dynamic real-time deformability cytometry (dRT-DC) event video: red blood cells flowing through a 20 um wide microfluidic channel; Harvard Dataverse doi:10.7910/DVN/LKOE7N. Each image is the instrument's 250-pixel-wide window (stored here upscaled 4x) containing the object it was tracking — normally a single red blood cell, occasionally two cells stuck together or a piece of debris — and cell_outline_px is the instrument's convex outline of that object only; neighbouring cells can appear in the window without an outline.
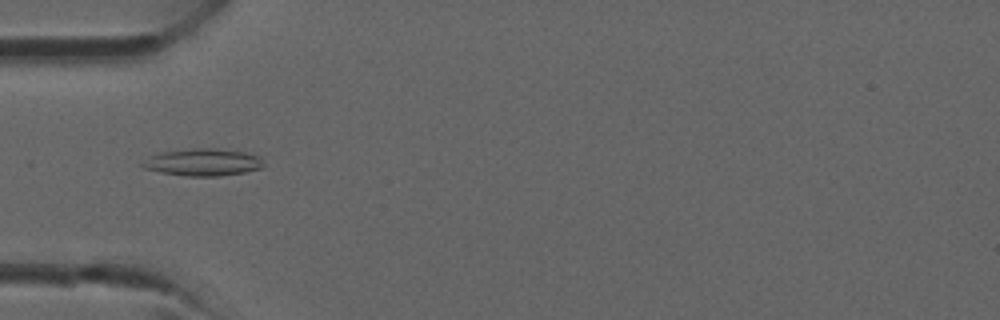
{"species": "common noctule bat (a hibernating species)", "species_latin": "Nyctalus noctula", "temperature_condition": "room temperature", "stored_images_in_passage": 32, "camera_frame_rate_fps": 3000, "um_per_image_px": 0.085, "animal": {"sex": "male", "forearm_length_mm": 52.5}, "frame": {"image": 1, "passage_image": 6, "time_ms": 1.667, "image_size_px": [1000, 320], "cell_outline_px": [[264, 164], [260, 168], [244, 172], [220, 176], [184, 176], [160, 172], [144, 168], [140, 164], [148, 156], [160, 152], [192, 148], [216, 148], [244, 152], [260, 156]], "centroid_in_image_um": [17.22, 13.78], "position_along_channel_um": 67.8, "area_um2": 19.31}}
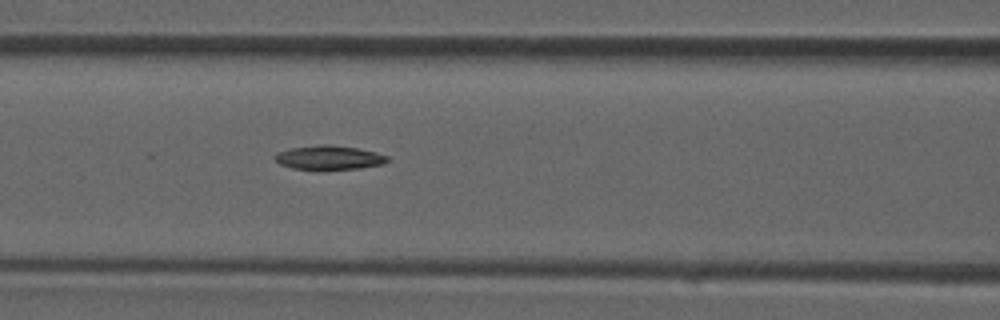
{"frame": {"image": 2, "passage_image": 10, "time_ms": 3.0, "image_size_px": [1000, 320], "cell_outline_px": [[388, 160], [384, 164], [360, 168], [292, 168], [280, 164], [272, 156], [280, 152], [292, 148], [324, 144], [328, 144], [356, 148], [376, 152], [388, 156]], "centroid_in_image_um": [28.0, 13.38], "position_along_channel_um": 138.6, "area_um2": 15.26}}
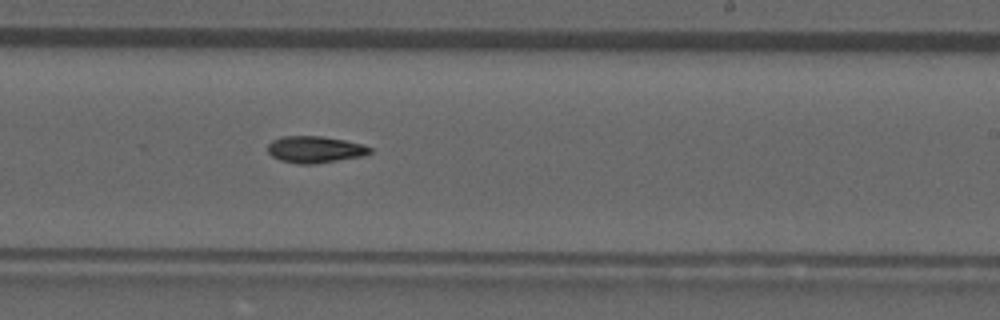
{"frame": {"image": 3, "passage_image": 17, "time_ms": 5.333, "image_size_px": [1000, 320], "cell_outline_px": [[372, 152], [364, 156], [312, 164], [300, 164], [280, 160], [272, 156], [268, 152], [268, 144], [272, 140], [280, 136], [320, 136], [344, 140], [364, 144], [372, 148]], "centroid_in_image_um": [26.78, 12.7], "position_along_channel_um": 262.2, "area_um2": 15.95}}